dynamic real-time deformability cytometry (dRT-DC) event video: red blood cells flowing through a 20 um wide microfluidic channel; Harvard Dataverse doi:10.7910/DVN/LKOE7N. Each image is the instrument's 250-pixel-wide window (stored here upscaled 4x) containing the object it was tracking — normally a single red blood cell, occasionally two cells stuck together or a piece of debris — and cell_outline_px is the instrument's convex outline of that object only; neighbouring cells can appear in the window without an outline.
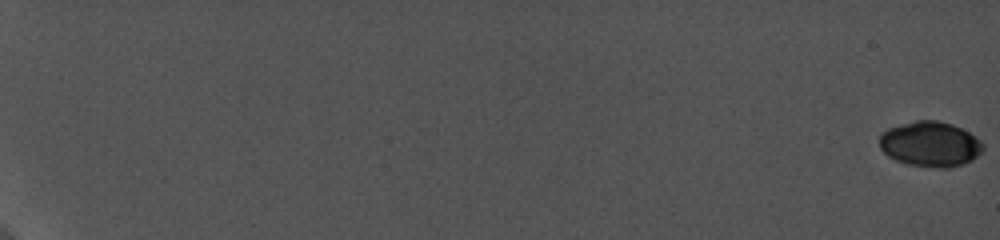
{"species": "common noctule bat (a hibernating species)", "species_latin": "Nyctalus noctula", "temperature_condition": "cold", "stored_images_in_passage": 31, "camera_frame_rate_fps": 5000, "um_per_image_px": 0.085, "animal": {"sex": "female", "body_mass_g": 19.0, "forearm_length_mm": 56.7}, "frame": {"image": 1, "passage_image": 1, "time_ms": 0.0, "image_size_px": [1000, 240], "cell_outline_px": [[984, 148], [972, 160], [948, 168], [944, 168], [908, 164], [896, 160], [888, 156], [880, 148], [880, 136], [888, 128], [900, 124], [916, 120], [936, 120], [952, 124], [968, 132], [980, 140], [984, 144]], "centroid_in_image_um": [79.06, 12.24], "position_along_channel_um": 5.9, "area_um2": 26.99}}